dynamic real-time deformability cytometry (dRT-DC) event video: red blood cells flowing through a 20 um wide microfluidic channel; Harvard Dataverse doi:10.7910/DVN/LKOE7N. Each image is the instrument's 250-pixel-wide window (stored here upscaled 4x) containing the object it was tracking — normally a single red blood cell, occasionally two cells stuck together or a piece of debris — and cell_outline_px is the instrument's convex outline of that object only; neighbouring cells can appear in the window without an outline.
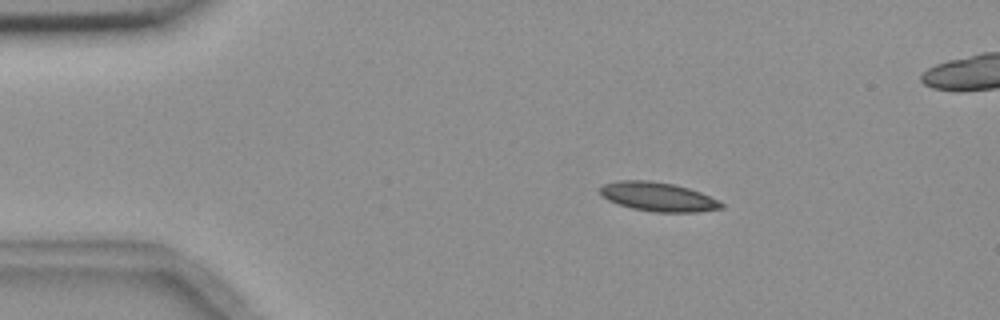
{"species": "common noctule bat (a hibernating species)", "species_latin": "Nyctalus noctula", "temperature_condition": "room temperature", "stored_images_in_passage": 5, "camera_frame_rate_fps": 3000, "um_per_image_px": 0.085, "animal": {"sex": "female", "body_mass_g": 18.4}, "frame": {"image": 1, "passage_image": 2, "time_ms": 1.333, "image_size_px": [1000, 320], "cell_outline_px": [[724, 208], [696, 212], [652, 212], [632, 208], [616, 204], [600, 196], [600, 188], [604, 184], [616, 180], [648, 180], [672, 184], [688, 188], [700, 192], [720, 200], [724, 204]], "centroid_in_image_um": [55.92, 16.73], "position_along_channel_um": 29.1, "area_um2": 20.69}}
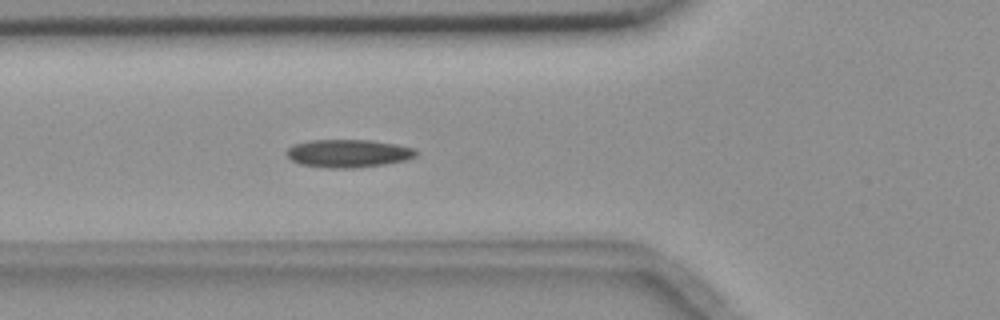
{"frame": {"image": 2, "passage_image": 5, "time_ms": 4.667, "image_size_px": [1000, 320], "cell_outline_px": [[416, 156], [408, 160], [384, 164], [356, 168], [328, 168], [300, 164], [292, 160], [284, 152], [292, 144], [312, 140], [368, 140], [396, 144], [416, 148]], "centroid_in_image_um": [29.6, 13.04], "position_along_channel_um": 96.2, "area_um2": 21.21}}